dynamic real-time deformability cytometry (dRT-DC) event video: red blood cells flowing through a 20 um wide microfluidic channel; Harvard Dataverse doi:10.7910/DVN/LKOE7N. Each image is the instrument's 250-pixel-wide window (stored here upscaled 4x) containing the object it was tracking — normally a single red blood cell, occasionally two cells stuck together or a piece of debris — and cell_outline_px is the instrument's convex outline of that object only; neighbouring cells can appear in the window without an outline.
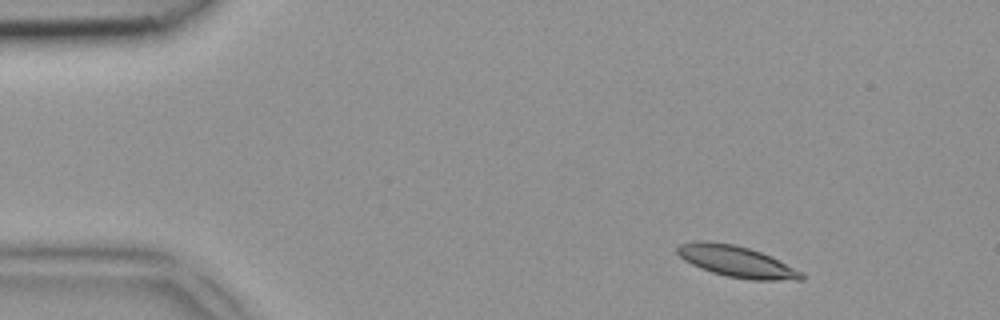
{"species": "common noctule bat (a hibernating species)", "species_latin": "Nyctalus noctula", "temperature_condition": "room temperature", "stored_images_in_passage": 3, "camera_frame_rate_fps": 3000, "um_per_image_px": 0.085, "animal": {"sex": "female", "body_mass_g": 18.4}, "frame": {"image": 1, "passage_image": 2, "time_ms": 0.333, "image_size_px": [1000, 320], "cell_outline_px": [[804, 280], [752, 280], [728, 276], [712, 272], [700, 268], [684, 260], [676, 252], [676, 248], [680, 244], [692, 240], [704, 240], [732, 244], [748, 248], [760, 252], [804, 272]], "centroid_in_image_um": [62.59, 22.22], "position_along_channel_um": 22.4, "area_um2": 22.54}}